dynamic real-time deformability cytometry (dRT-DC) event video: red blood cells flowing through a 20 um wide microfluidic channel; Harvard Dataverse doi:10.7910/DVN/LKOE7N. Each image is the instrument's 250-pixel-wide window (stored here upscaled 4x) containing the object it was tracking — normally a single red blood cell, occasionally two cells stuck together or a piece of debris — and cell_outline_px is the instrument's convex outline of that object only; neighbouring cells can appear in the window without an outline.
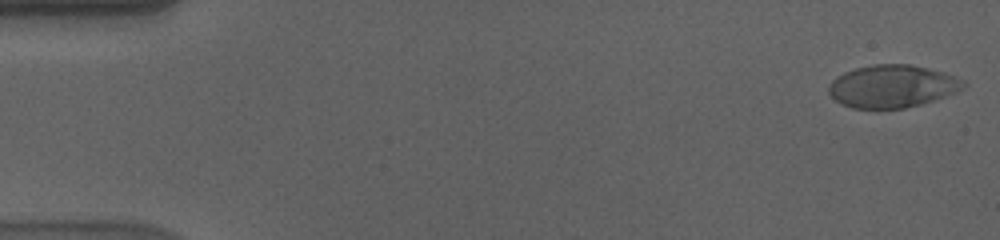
{"species": "human", "species_latin": "Homo sapiens", "temperature_condition": "cold", "stored_images_in_passage": 56, "camera_frame_rate_fps": 3000, "um_per_image_px": 0.085, "donor": {"sex": "male"}, "frame": {"image": 1, "passage_image": 1, "time_ms": 0.0, "image_size_px": [1000, 240], "cell_outline_px": [[968, 84], [956, 92], [920, 104], [904, 108], [852, 108], [840, 104], [828, 92], [828, 88], [832, 80], [836, 76], [844, 72], [856, 68], [876, 64], [908, 64], [928, 68], [944, 72], [964, 80]], "centroid_in_image_um": [75.83, 7.32], "position_along_channel_um": 9.2, "area_um2": 33.29}}
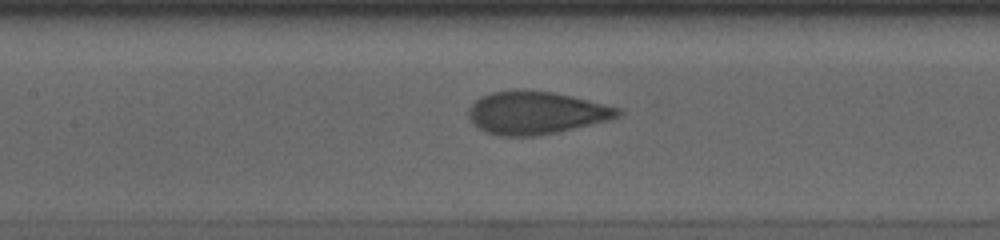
{"frame": {"image": 2, "passage_image": 26, "time_ms": 8.333, "image_size_px": [1000, 240], "cell_outline_px": [[624, 112], [620, 116], [608, 120], [556, 132], [536, 136], [500, 136], [484, 132], [468, 116], [468, 108], [480, 96], [492, 92], [552, 92], [572, 96], [620, 108]], "centroid_in_image_um": [45.57, 9.61], "position_along_channel_um": 161.8, "area_um2": 36.41}}
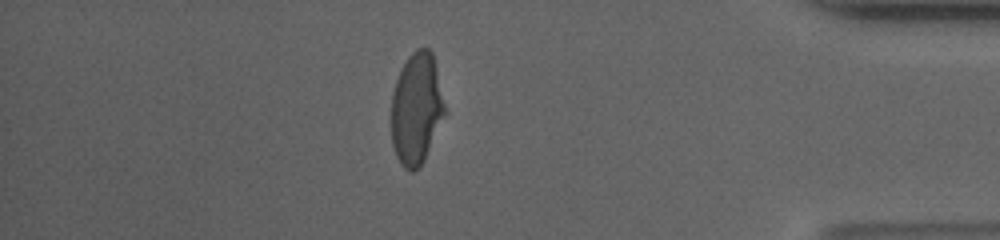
{"frame": {"image": 3, "passage_image": 49, "time_ms": 16.0, "image_size_px": [1000, 240], "cell_outline_px": [[444, 116], [424, 160], [412, 172], [404, 168], [400, 164], [396, 156], [392, 144], [392, 96], [396, 80], [408, 56], [416, 48], [428, 48], [432, 52], [444, 104]], "centroid_in_image_um": [35.38, 9.24], "position_along_channel_um": 399.8, "area_um2": 34.1}, "authors_computed_cell_mechanics": {"area_um2": 36.125, "velocity_mm_per_s": 3.5777, "shape_relaxation_time_tau1_ms": 3.984, "shape_relaxation_time_tau2_ms": null, "deformation_change_tau1": 0.1803, "deformation_change_tau2": null}}